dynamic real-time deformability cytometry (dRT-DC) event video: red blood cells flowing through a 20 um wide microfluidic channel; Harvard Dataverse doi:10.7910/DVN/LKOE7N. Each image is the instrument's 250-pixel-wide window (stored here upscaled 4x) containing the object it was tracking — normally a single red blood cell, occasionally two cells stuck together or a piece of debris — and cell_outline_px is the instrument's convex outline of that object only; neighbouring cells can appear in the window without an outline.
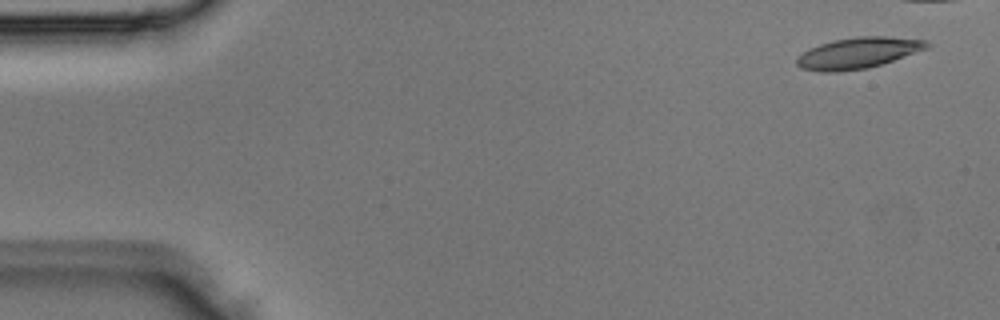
{"species": "Egyptian fruit bat (a non-hibernating species)", "species_latin": "Rousettus aegyptiacus", "temperature_condition": "room temperature", "stored_images_in_passage": 5, "camera_frame_rate_fps": 3000, "um_per_image_px": 0.085, "animal": {"sex": "male"}, "frame": {"image": 1, "passage_image": 1, "time_ms": 0.0, "image_size_px": [1000, 320], "cell_outline_px": [[932, 44], [928, 48], [868, 68], [836, 72], [820, 72], [800, 68], [796, 64], [796, 56], [820, 44], [832, 40], [856, 36], [884, 36], [928, 40]], "centroid_in_image_um": [72.93, 4.5], "position_along_channel_um": 12.1, "area_um2": 23.52}}
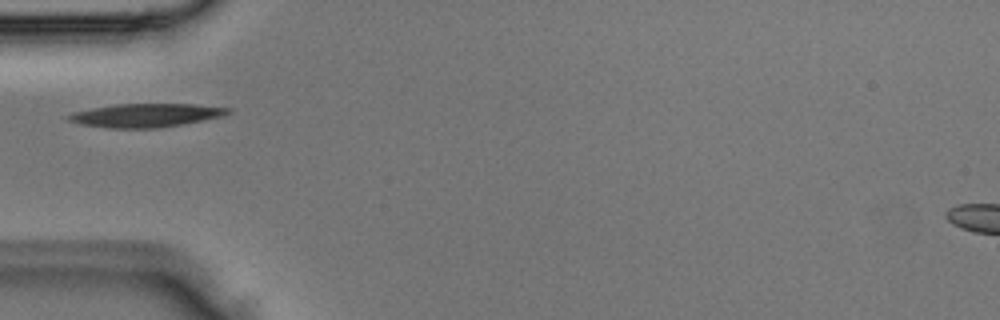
{"frame": {"image": 2, "passage_image": 5, "time_ms": 1.333, "image_size_px": [1000, 320], "cell_outline_px": [[232, 112], [224, 116], [204, 120], [156, 128], [108, 128], [84, 124], [68, 120], [64, 116], [72, 112], [92, 108], [116, 104], [196, 104], [232, 108]], "centroid_in_image_um": [12.43, 9.79], "position_along_channel_um": 72.6, "area_um2": 21.85}}